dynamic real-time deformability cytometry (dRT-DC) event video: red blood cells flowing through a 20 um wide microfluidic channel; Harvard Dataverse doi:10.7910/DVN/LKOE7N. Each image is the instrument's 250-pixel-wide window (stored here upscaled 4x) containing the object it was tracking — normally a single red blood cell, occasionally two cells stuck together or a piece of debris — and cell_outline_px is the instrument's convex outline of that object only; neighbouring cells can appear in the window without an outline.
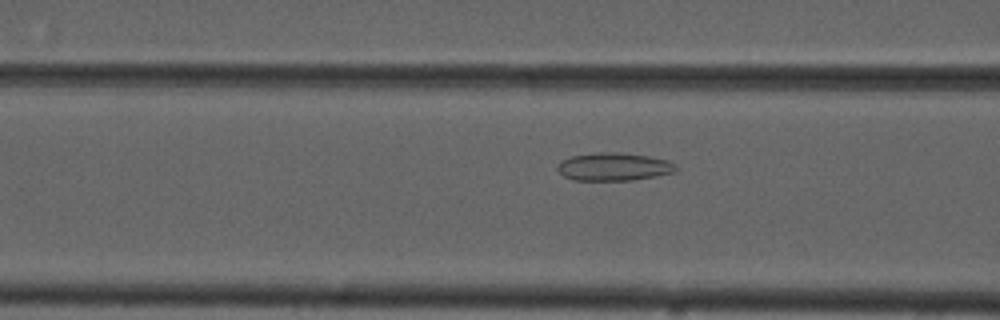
{"species": "common noctule bat (a hibernating species)", "species_latin": "Nyctalus noctula", "temperature_condition": "cold", "stored_images_in_passage": 49, "camera_frame_rate_fps": 3000, "um_per_image_px": 0.085, "animal": {"sex": "male", "forearm_length_mm": 52.5}, "frame": {"image": 1, "passage_image": 22, "time_ms": 7.0, "image_size_px": [1000, 320], "cell_outline_px": [[676, 172], [656, 176], [632, 180], [572, 180], [564, 176], [556, 168], [556, 164], [560, 160], [572, 156], [600, 152], [616, 152], [648, 156], [668, 160], [676, 164]], "centroid_in_image_um": [52.16, 14.17], "position_along_channel_um": 114.4, "area_um2": 19.36}}
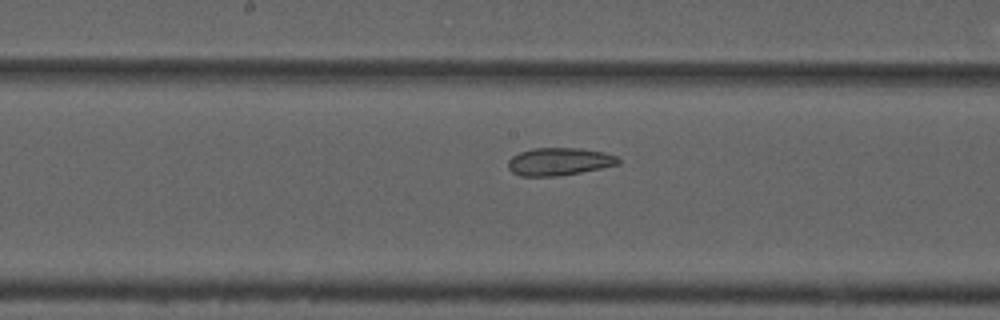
{"frame": {"image": 2, "passage_image": 29, "time_ms": 9.333, "image_size_px": [1000, 320], "cell_outline_px": [[620, 164], [580, 172], [556, 176], [520, 176], [512, 172], [508, 168], [508, 160], [512, 156], [520, 152], [532, 148], [580, 148], [604, 152], [616, 156], [620, 160]], "centroid_in_image_um": [47.51, 13.73], "position_along_channel_um": 200.7, "area_um2": 17.74}}
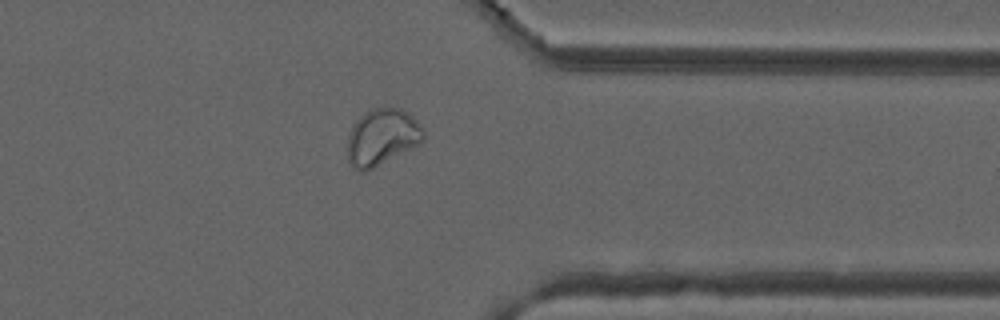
{"frame": {"image": 3, "passage_image": 44, "time_ms": 14.333, "image_size_px": [1000, 320], "cell_outline_px": [[424, 140], [420, 144], [368, 172], [360, 172], [352, 168], [348, 160], [348, 136], [352, 124], [364, 112], [372, 108], [400, 108], [408, 112], [424, 128]], "centroid_in_image_um": [32.47, 11.68], "position_along_channel_um": 378.9, "area_um2": 25.55}}